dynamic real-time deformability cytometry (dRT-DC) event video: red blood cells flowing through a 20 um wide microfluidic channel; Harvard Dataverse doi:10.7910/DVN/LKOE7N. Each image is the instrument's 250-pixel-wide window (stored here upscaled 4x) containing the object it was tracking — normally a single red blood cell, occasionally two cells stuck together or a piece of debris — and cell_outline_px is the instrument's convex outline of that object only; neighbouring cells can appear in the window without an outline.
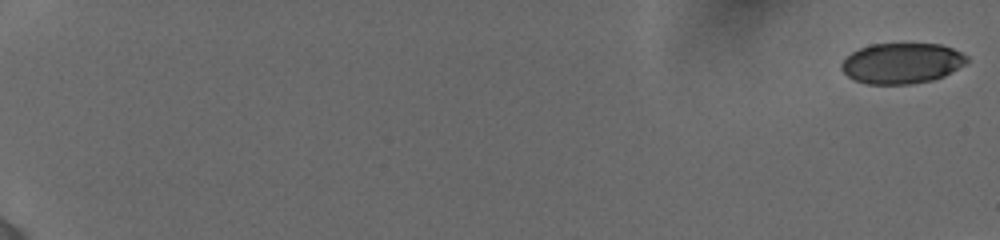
{"species": "human", "species_latin": "Homo sapiens", "temperature_condition": "cold", "stored_images_in_passage": 18, "camera_frame_rate_fps": 3000, "um_per_image_px": 0.085, "donor": {"sex": "female"}, "frame": {"image": 1, "passage_image": 1, "time_ms": 0.0, "image_size_px": [1000, 240], "cell_outline_px": [[968, 60], [964, 64], [944, 76], [932, 80], [912, 84], [868, 84], [856, 80], [848, 76], [840, 68], [840, 64], [852, 52], [860, 48], [872, 44], [940, 44], [952, 48], [968, 56]], "centroid_in_image_um": [76.65, 5.38], "position_along_channel_um": 8.3, "area_um2": 29.48}}
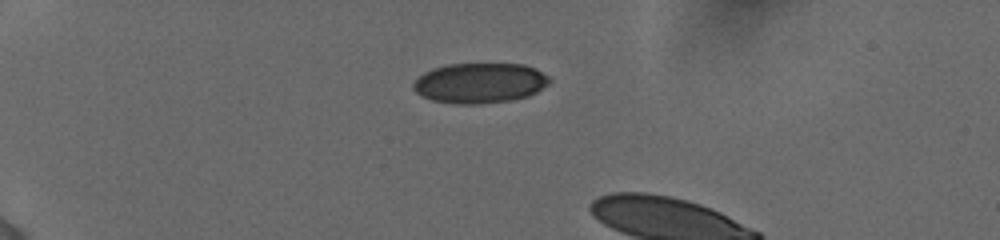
{"frame": {"image": 2, "passage_image": 14, "time_ms": 5.333, "image_size_px": [1000, 240], "cell_outline_px": [[552, 80], [548, 84], [536, 92], [528, 96], [508, 100], [480, 104], [456, 104], [432, 100], [416, 92], [412, 88], [412, 84], [424, 72], [432, 68], [448, 64], [524, 64], [548, 76]], "centroid_in_image_um": [40.76, 7.05], "position_along_channel_um": 44.2, "area_um2": 31.67}}